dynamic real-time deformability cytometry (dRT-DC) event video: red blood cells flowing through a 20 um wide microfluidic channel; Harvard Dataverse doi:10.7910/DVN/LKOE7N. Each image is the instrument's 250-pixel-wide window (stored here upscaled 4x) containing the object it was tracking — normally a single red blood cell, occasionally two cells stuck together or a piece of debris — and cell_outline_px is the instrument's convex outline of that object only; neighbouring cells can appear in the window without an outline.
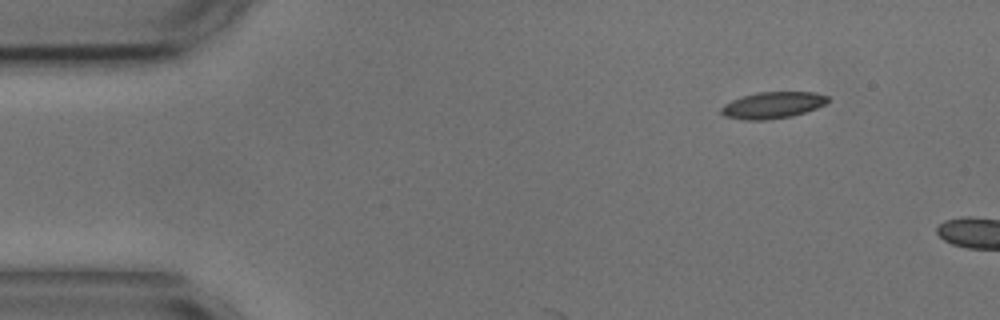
{"species": "common noctule bat (a hibernating species)", "species_latin": "Nyctalus noctula", "temperature_condition": "cold", "stored_images_in_passage": 6, "camera_frame_rate_fps": 3000, "um_per_image_px": 0.085, "animal": {"sex": "male", "body_mass_g": 17.9, "forearm_length_mm": 54.2}, "frame": {"image": 1, "passage_image": 1, "time_ms": 0.0, "image_size_px": [1000, 320], "cell_outline_px": [[828, 100], [824, 104], [816, 108], [792, 116], [764, 120], [744, 120], [724, 116], [720, 112], [720, 108], [724, 104], [732, 100], [744, 96], [760, 92], [816, 92], [828, 96]], "centroid_in_image_um": [65.65, 8.94], "position_along_channel_um": 19.3, "area_um2": 16.36}}